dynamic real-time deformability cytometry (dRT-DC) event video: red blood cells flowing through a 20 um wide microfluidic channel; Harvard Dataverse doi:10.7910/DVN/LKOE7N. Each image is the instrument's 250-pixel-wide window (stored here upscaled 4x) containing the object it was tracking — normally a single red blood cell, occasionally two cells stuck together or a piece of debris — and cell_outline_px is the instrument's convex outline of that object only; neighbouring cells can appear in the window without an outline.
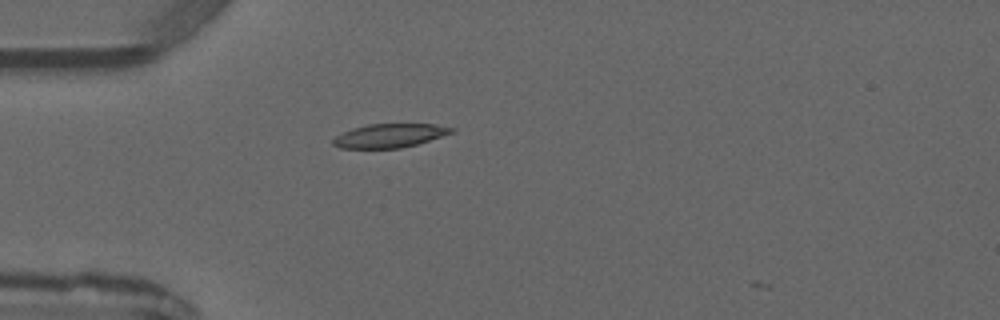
{"species": "common noctule bat (a hibernating species)", "species_latin": "Nyctalus noctula", "temperature_condition": "warm", "stored_images_in_passage": 1, "camera_frame_rate_fps": 3000, "um_per_image_px": 0.085, "animal": {"sex": "male", "forearm_length_mm": 52.5}, "frame": {"image": 1, "passage_image": 1, "time_ms": 0.0, "image_size_px": [1000, 320], "cell_outline_px": [[456, 128], [452, 132], [416, 144], [400, 148], [340, 148], [332, 144], [332, 140], [336, 136], [352, 128], [368, 124], [436, 124]], "centroid_in_image_um": [33.08, 11.52], "position_along_channel_um": 51.9, "area_um2": 16.18}}